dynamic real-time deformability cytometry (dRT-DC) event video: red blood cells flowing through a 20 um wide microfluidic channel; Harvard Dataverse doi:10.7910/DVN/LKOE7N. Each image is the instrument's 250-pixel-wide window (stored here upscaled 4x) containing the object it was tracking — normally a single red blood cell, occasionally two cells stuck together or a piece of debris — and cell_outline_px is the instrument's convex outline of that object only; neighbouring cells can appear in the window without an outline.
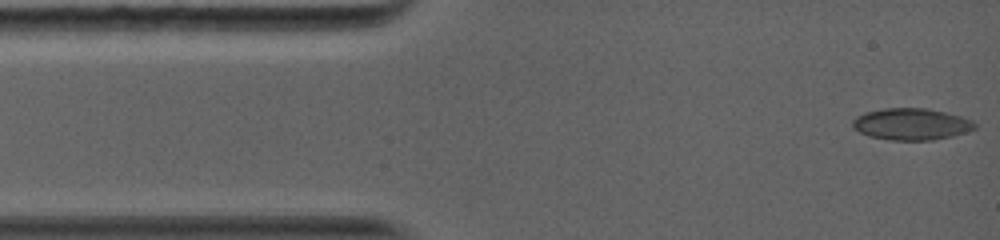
{"species": "common noctule bat (a hibernating species)", "species_latin": "Nyctalus noctula", "temperature_condition": "warm", "stored_images_in_passage": 83, "camera_frame_rate_fps": 5000, "um_per_image_px": 0.085, "animal": {"sex": "female", "body_mass_g": 19.0, "forearm_length_mm": 56.7}, "frame": {"image": 1, "passage_image": 1, "time_ms": 0.0, "image_size_px": [1000, 240], "cell_outline_px": [[976, 128], [952, 136], [932, 140], [892, 140], [868, 136], [852, 128], [852, 120], [856, 116], [864, 112], [884, 108], [924, 108], [944, 112], [960, 116], [972, 120], [976, 124]], "centroid_in_image_um": [77.42, 10.55], "position_along_channel_um": 7.6, "area_um2": 22.54}}
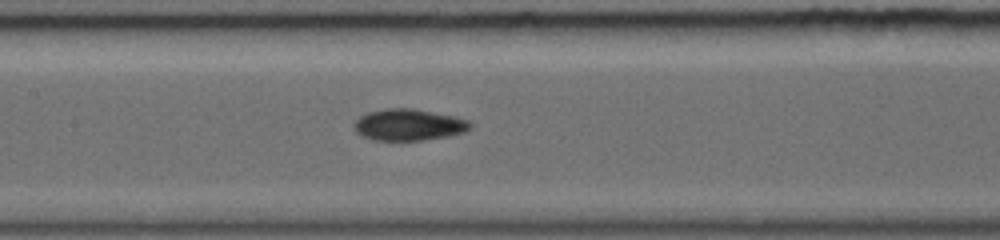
{"frame": {"image": 2, "passage_image": 48, "time_ms": 5.8, "image_size_px": [1000, 240], "cell_outline_px": [[472, 128], [464, 132], [448, 136], [424, 140], [372, 140], [356, 132], [352, 128], [352, 124], [360, 116], [368, 112], [384, 108], [412, 108], [456, 116], [468, 120], [472, 124]], "centroid_in_image_um": [34.73, 10.6], "position_along_channel_um": 172.7, "area_um2": 21.56}}
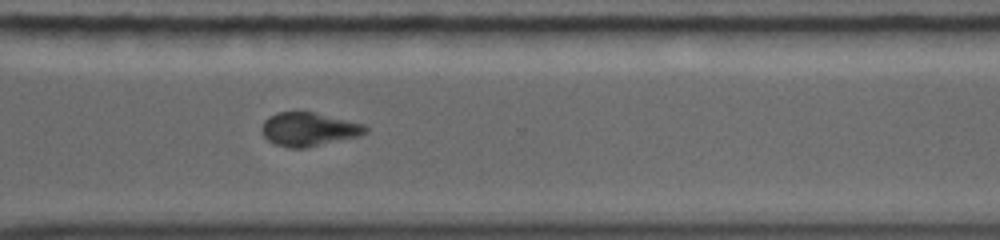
{"frame": {"image": 3, "passage_image": 82, "time_ms": 10.0, "image_size_px": [1000, 240], "cell_outline_px": [[368, 132], [360, 136], [308, 148], [288, 148], [276, 144], [268, 140], [264, 136], [260, 128], [264, 120], [268, 116], [276, 112], [316, 112], [364, 124], [368, 128]], "centroid_in_image_um": [26.25, 10.99], "position_along_channel_um": 344.4, "area_um2": 20.63}}